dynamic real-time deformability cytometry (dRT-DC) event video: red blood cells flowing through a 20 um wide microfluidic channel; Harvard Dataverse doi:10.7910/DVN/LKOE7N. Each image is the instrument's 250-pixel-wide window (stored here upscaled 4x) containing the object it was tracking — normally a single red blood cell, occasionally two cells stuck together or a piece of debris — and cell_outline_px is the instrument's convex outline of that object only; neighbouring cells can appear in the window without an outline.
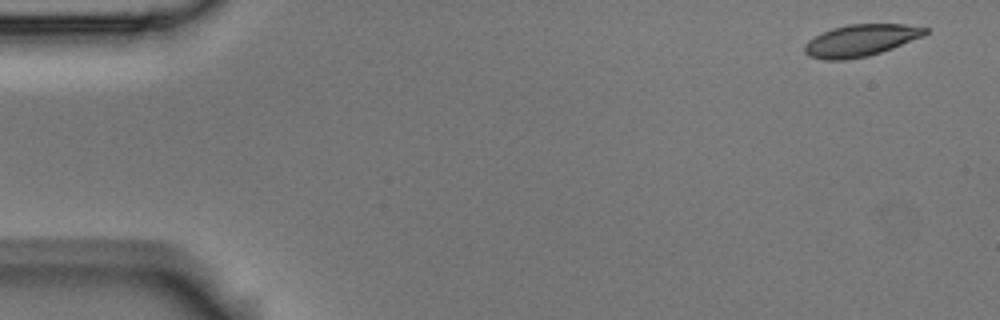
{"species": "Egyptian fruit bat (a non-hibernating species)", "species_latin": "Rousettus aegyptiacus", "temperature_condition": "room temperature", "stored_images_in_passage": 6, "camera_frame_rate_fps": 3000, "um_per_image_px": 0.085, "animal": {"sex": "male"}, "frame": {"image": 1, "passage_image": 1, "time_ms": 0.0, "image_size_px": [1000, 320], "cell_outline_px": [[928, 32], [924, 36], [892, 48], [868, 56], [844, 60], [824, 60], [808, 56], [804, 52], [804, 44], [808, 40], [832, 28], [848, 24], [904, 24], [928, 28]], "centroid_in_image_um": [73.15, 3.44], "position_along_channel_um": 11.9, "area_um2": 22.37}}
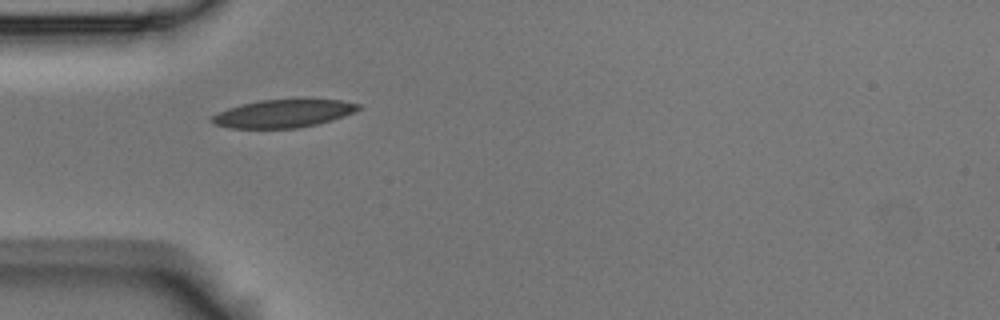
{"frame": {"image": 2, "passage_image": 5, "time_ms": 1.333, "image_size_px": [1000, 320], "cell_outline_px": [[360, 108], [356, 112], [332, 120], [316, 124], [296, 128], [228, 128], [216, 124], [208, 120], [216, 112], [228, 108], [260, 100], [340, 100], [360, 104]], "centroid_in_image_um": [24.06, 9.66], "position_along_channel_um": 60.9, "area_um2": 23.64}}
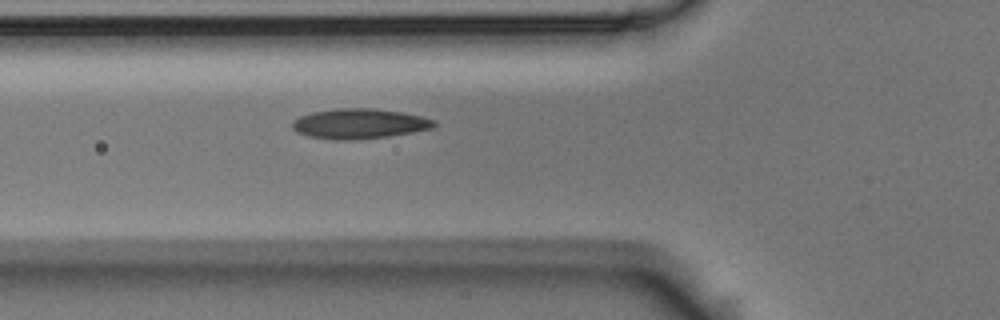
{"frame": {"image": 3, "passage_image": 6, "time_ms": 1.667, "image_size_px": [1000, 320], "cell_outline_px": [[436, 124], [432, 128], [412, 132], [388, 136], [352, 140], [332, 140], [308, 136], [296, 132], [292, 128], [292, 120], [300, 116], [312, 112], [340, 108], [376, 108], [400, 112], [420, 116], [432, 120]], "centroid_in_image_um": [30.48, 10.52], "position_along_channel_um": 95.3, "area_um2": 24.74}}